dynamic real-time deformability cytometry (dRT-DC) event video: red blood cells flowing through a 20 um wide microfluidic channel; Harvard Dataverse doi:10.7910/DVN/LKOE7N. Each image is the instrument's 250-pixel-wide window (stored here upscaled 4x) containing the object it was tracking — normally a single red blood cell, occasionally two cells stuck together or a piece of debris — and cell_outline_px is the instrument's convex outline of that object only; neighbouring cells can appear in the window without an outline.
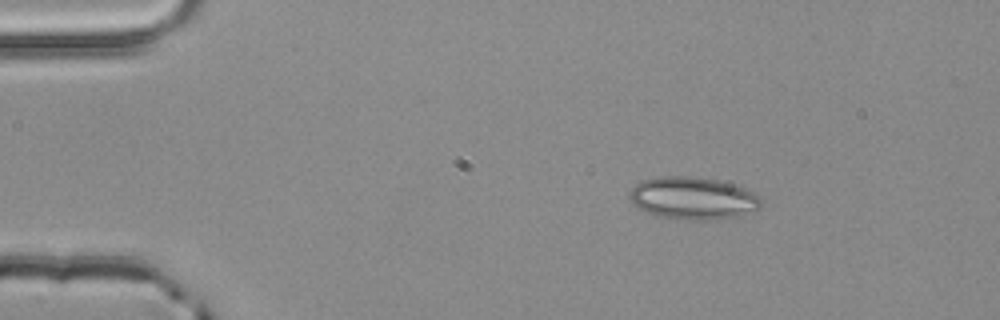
{"species": "common noctule bat (a hibernating species)", "species_latin": "Nyctalus noctula", "temperature_condition": "room temperature", "stored_images_in_passage": 2, "camera_frame_rate_fps": 3000, "um_per_image_px": 0.085, "animal": {"sex": "male", "body_mass_g": 20.4}, "frame": {"image": 1, "passage_image": 1, "time_ms": 0.0, "image_size_px": [1000, 320], "cell_outline_px": [[760, 208], [740, 216], [712, 220], [696, 220], [660, 216], [648, 212], [640, 208], [632, 200], [632, 188], [636, 184], [644, 180], [660, 176], [688, 176], [716, 180], [732, 184], [744, 188], [760, 196]], "centroid_in_image_um": [58.96, 16.85], "position_along_channel_um": 26.0, "area_um2": 31.91}}